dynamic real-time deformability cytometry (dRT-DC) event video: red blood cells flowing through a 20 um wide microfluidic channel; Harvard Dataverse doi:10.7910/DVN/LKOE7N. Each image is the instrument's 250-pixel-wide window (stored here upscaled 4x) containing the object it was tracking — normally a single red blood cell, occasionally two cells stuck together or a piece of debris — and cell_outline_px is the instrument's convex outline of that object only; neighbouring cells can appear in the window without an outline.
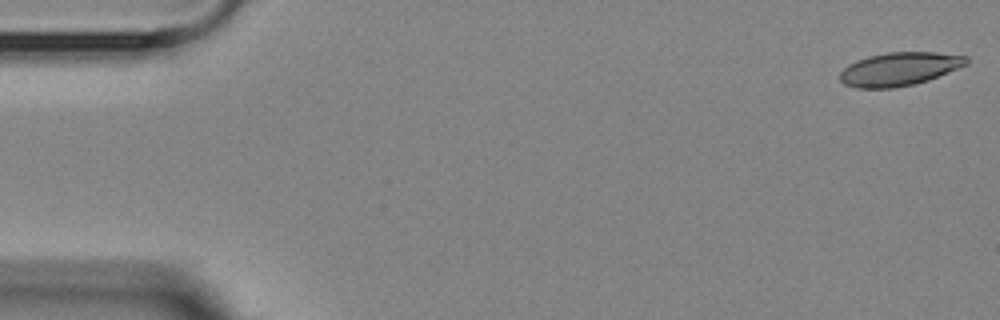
{"species": "Egyptian fruit bat (a non-hibernating species)", "species_latin": "Rousettus aegyptiacus", "temperature_condition": "room temperature", "stored_images_in_passage": 7, "camera_frame_rate_fps": 3000, "um_per_image_px": 0.085, "animal": {"sex": "female"}, "frame": {"image": 1, "passage_image": 1, "time_ms": 0.0, "image_size_px": [1000, 320], "cell_outline_px": [[968, 64], [928, 80], [912, 84], [892, 88], [856, 88], [844, 84], [840, 80], [840, 72], [848, 64], [856, 60], [868, 56], [888, 52], [936, 52], [968, 56]], "centroid_in_image_um": [76.43, 5.86], "position_along_channel_um": 8.6, "area_um2": 24.57}}
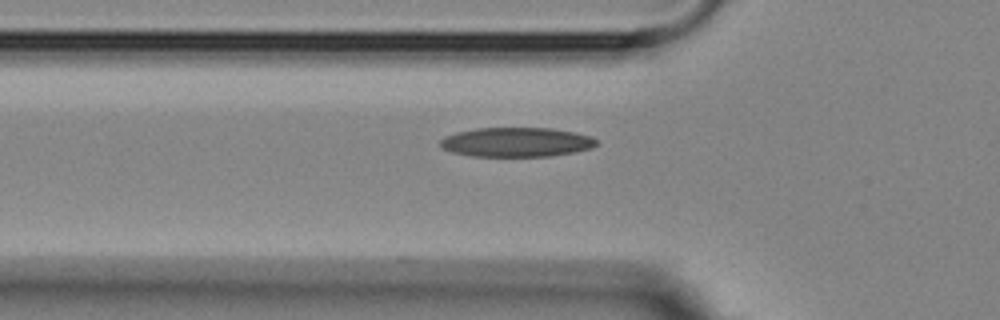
{"frame": {"image": 2, "passage_image": 6, "time_ms": 5.667, "image_size_px": [1000, 320], "cell_outline_px": [[600, 144], [592, 148], [572, 152], [548, 156], [472, 156], [452, 152], [440, 148], [440, 140], [444, 136], [456, 132], [476, 128], [552, 128], [592, 136]], "centroid_in_image_um": [43.88, 12.08], "position_along_channel_um": 81.9, "area_um2": 26.82}}
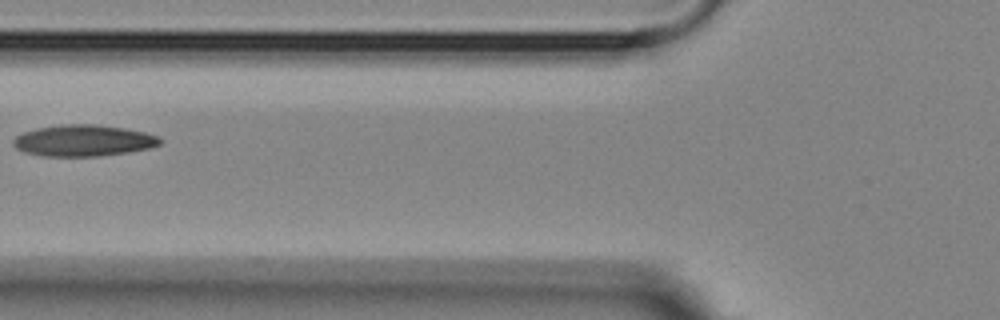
{"frame": {"image": 3, "passage_image": 7, "time_ms": 6.667, "image_size_px": [1000, 320], "cell_outline_px": [[164, 140], [160, 144], [148, 148], [128, 152], [96, 156], [44, 156], [24, 152], [16, 148], [12, 144], [12, 140], [16, 136], [24, 132], [36, 128], [60, 124], [96, 124], [124, 128], [144, 132], [160, 136]], "centroid_in_image_um": [7.09, 11.94], "position_along_channel_um": 118.7, "area_um2": 26.93}}